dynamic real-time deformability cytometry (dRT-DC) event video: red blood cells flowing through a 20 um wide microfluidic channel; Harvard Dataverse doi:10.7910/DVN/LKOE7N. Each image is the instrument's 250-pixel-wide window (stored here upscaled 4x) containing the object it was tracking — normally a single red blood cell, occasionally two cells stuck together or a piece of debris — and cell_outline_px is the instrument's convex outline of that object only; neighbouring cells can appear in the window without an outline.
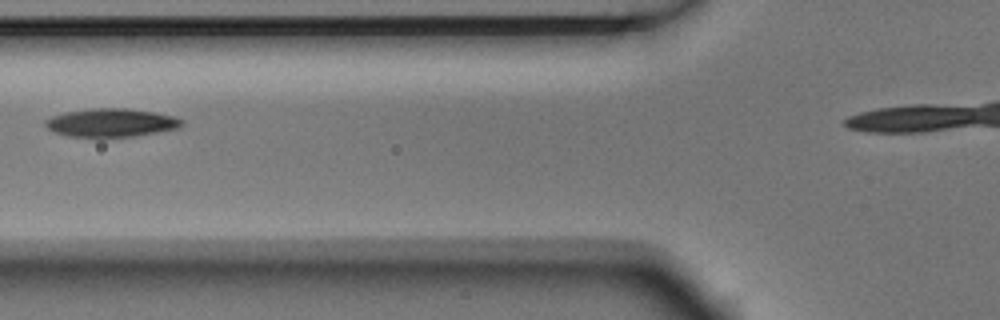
{"species": "Egyptian fruit bat (a non-hibernating species)", "species_latin": "Rousettus aegyptiacus", "temperature_condition": "room temperature", "stored_images_in_passage": 3, "camera_frame_rate_fps": 3000, "um_per_image_px": 0.085, "animal": {"sex": "male"}, "frame": {"image": 1, "passage_image": 2, "time_ms": 0.333, "image_size_px": [1000, 320], "cell_outline_px": [[184, 124], [176, 128], [156, 132], [132, 136], [104, 140], [68, 136], [56, 132], [48, 128], [44, 124], [44, 120], [52, 116], [64, 112], [92, 108], [124, 108], [156, 112], [172, 116], [184, 120]], "centroid_in_image_um": [9.4, 10.46], "position_along_channel_um": 116.4, "area_um2": 23.12}}
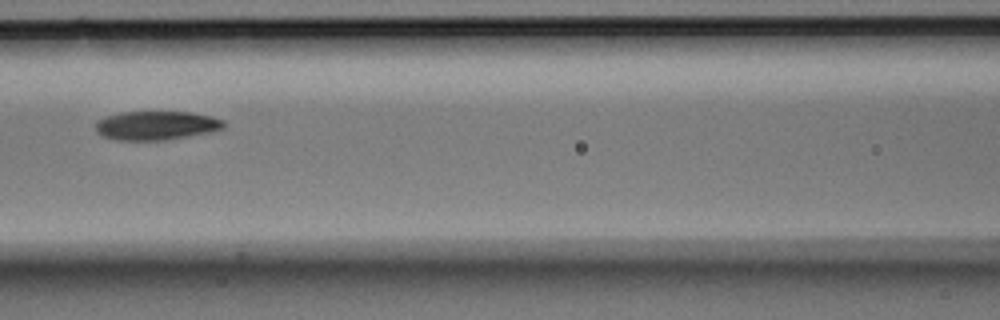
{"frame": {"image": 2, "passage_image": 3, "time_ms": 0.667, "image_size_px": [1000, 320], "cell_outline_px": [[224, 128], [212, 132], [168, 140], [116, 140], [104, 136], [96, 132], [96, 120], [120, 112], [188, 112], [212, 116], [224, 120]], "centroid_in_image_um": [13.31, 10.67], "position_along_channel_um": 153.3, "area_um2": 21.68}}